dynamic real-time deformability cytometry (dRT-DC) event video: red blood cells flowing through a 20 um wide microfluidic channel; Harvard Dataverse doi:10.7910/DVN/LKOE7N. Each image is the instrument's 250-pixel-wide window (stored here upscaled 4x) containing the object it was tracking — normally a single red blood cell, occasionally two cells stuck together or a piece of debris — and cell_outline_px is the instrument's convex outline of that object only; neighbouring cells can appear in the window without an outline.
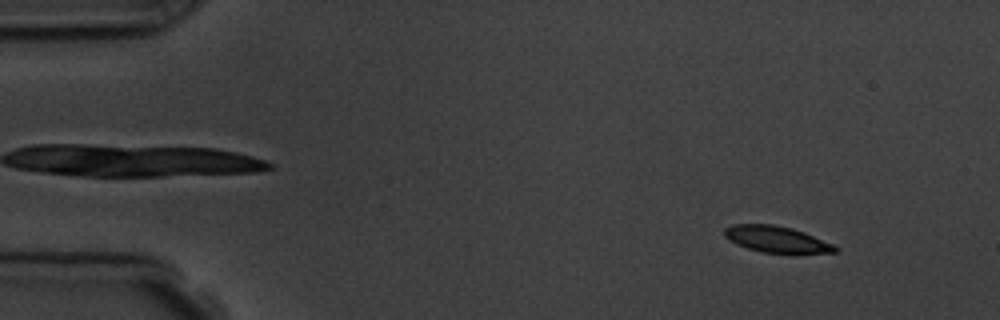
{"species": "common noctule bat (a hibernating species)", "species_latin": "Nyctalus noctula", "temperature_condition": "room temperature", "stored_images_in_passage": 4, "camera_frame_rate_fps": 3000, "um_per_image_px": 0.085, "animal": {"sex": "male", "body_mass_g": 19.5, "forearm_length_mm": 54.6}, "frame": {"image": 1, "passage_image": 2, "time_ms": 1.333, "image_size_px": [1000, 320], "cell_outline_px": [[840, 248], [836, 252], [796, 256], [764, 252], [748, 248], [736, 244], [724, 236], [724, 228], [732, 224], [772, 224], [792, 228], [804, 232], [832, 244]], "centroid_in_image_um": [66.07, 20.38], "position_along_channel_um": 18.9, "area_um2": 17.63}}